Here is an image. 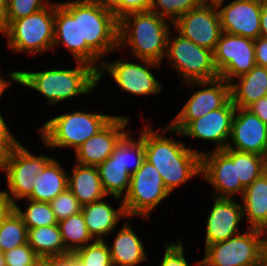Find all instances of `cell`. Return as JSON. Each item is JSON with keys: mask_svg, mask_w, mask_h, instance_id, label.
Instances as JSON below:
<instances>
[{"mask_svg": "<svg viewBox=\"0 0 267 266\" xmlns=\"http://www.w3.org/2000/svg\"><path fill=\"white\" fill-rule=\"evenodd\" d=\"M28 244L38 256H61L66 250L58 224L28 229Z\"/></svg>", "mask_w": 267, "mask_h": 266, "instance_id": "f1b7e54d", "label": "cell"}, {"mask_svg": "<svg viewBox=\"0 0 267 266\" xmlns=\"http://www.w3.org/2000/svg\"><path fill=\"white\" fill-rule=\"evenodd\" d=\"M205 0H152L150 10L174 23L180 16L201 5Z\"/></svg>", "mask_w": 267, "mask_h": 266, "instance_id": "d590c367", "label": "cell"}, {"mask_svg": "<svg viewBox=\"0 0 267 266\" xmlns=\"http://www.w3.org/2000/svg\"><path fill=\"white\" fill-rule=\"evenodd\" d=\"M165 254L162 258L160 266H190L184 257V246L181 240L177 243L168 245L165 242Z\"/></svg>", "mask_w": 267, "mask_h": 266, "instance_id": "ab89813d", "label": "cell"}, {"mask_svg": "<svg viewBox=\"0 0 267 266\" xmlns=\"http://www.w3.org/2000/svg\"><path fill=\"white\" fill-rule=\"evenodd\" d=\"M128 116H114L101 130L75 150L77 163L97 167L110 157L128 133Z\"/></svg>", "mask_w": 267, "mask_h": 266, "instance_id": "ac0fdd59", "label": "cell"}, {"mask_svg": "<svg viewBox=\"0 0 267 266\" xmlns=\"http://www.w3.org/2000/svg\"><path fill=\"white\" fill-rule=\"evenodd\" d=\"M59 44L67 48L76 61L89 64L97 71L100 69L101 65H97L100 58L86 44H80L79 0L55 3L53 48Z\"/></svg>", "mask_w": 267, "mask_h": 266, "instance_id": "5bb4252c", "label": "cell"}, {"mask_svg": "<svg viewBox=\"0 0 267 266\" xmlns=\"http://www.w3.org/2000/svg\"><path fill=\"white\" fill-rule=\"evenodd\" d=\"M28 243V228L14 209L0 226V246L5 252Z\"/></svg>", "mask_w": 267, "mask_h": 266, "instance_id": "1f68e13d", "label": "cell"}, {"mask_svg": "<svg viewBox=\"0 0 267 266\" xmlns=\"http://www.w3.org/2000/svg\"><path fill=\"white\" fill-rule=\"evenodd\" d=\"M5 77H1L0 75V97L4 93V91L10 86L11 81L4 79Z\"/></svg>", "mask_w": 267, "mask_h": 266, "instance_id": "f5cc1de1", "label": "cell"}, {"mask_svg": "<svg viewBox=\"0 0 267 266\" xmlns=\"http://www.w3.org/2000/svg\"><path fill=\"white\" fill-rule=\"evenodd\" d=\"M152 0H122L113 10L114 15L119 20L123 16L141 11H149Z\"/></svg>", "mask_w": 267, "mask_h": 266, "instance_id": "60d3db41", "label": "cell"}, {"mask_svg": "<svg viewBox=\"0 0 267 266\" xmlns=\"http://www.w3.org/2000/svg\"><path fill=\"white\" fill-rule=\"evenodd\" d=\"M75 69H49L40 72L12 71L11 81L45 96L49 105L74 96L93 93L98 83V72L89 64L76 61Z\"/></svg>", "mask_w": 267, "mask_h": 266, "instance_id": "7a4b0ae2", "label": "cell"}, {"mask_svg": "<svg viewBox=\"0 0 267 266\" xmlns=\"http://www.w3.org/2000/svg\"><path fill=\"white\" fill-rule=\"evenodd\" d=\"M173 23L155 12L141 11L119 19L118 49L131 46L136 59L162 63L167 52V40Z\"/></svg>", "mask_w": 267, "mask_h": 266, "instance_id": "3957f363", "label": "cell"}, {"mask_svg": "<svg viewBox=\"0 0 267 266\" xmlns=\"http://www.w3.org/2000/svg\"><path fill=\"white\" fill-rule=\"evenodd\" d=\"M201 175L214 187L216 198L233 199V195L243 196L245 187L237 182L236 163L223 150L201 152Z\"/></svg>", "mask_w": 267, "mask_h": 266, "instance_id": "d6986e66", "label": "cell"}, {"mask_svg": "<svg viewBox=\"0 0 267 266\" xmlns=\"http://www.w3.org/2000/svg\"><path fill=\"white\" fill-rule=\"evenodd\" d=\"M54 19L53 2L27 17L6 22L0 32L7 37L8 47L14 52L40 54L53 49Z\"/></svg>", "mask_w": 267, "mask_h": 266, "instance_id": "5b68a950", "label": "cell"}, {"mask_svg": "<svg viewBox=\"0 0 267 266\" xmlns=\"http://www.w3.org/2000/svg\"><path fill=\"white\" fill-rule=\"evenodd\" d=\"M255 63L267 68V39L258 37L254 40Z\"/></svg>", "mask_w": 267, "mask_h": 266, "instance_id": "7bdbcfd3", "label": "cell"}, {"mask_svg": "<svg viewBox=\"0 0 267 266\" xmlns=\"http://www.w3.org/2000/svg\"><path fill=\"white\" fill-rule=\"evenodd\" d=\"M50 4L49 0H8L6 22H13L38 12Z\"/></svg>", "mask_w": 267, "mask_h": 266, "instance_id": "74e56055", "label": "cell"}, {"mask_svg": "<svg viewBox=\"0 0 267 266\" xmlns=\"http://www.w3.org/2000/svg\"><path fill=\"white\" fill-rule=\"evenodd\" d=\"M227 148L263 156L267 152V125L247 108L235 109Z\"/></svg>", "mask_w": 267, "mask_h": 266, "instance_id": "ffe728a7", "label": "cell"}, {"mask_svg": "<svg viewBox=\"0 0 267 266\" xmlns=\"http://www.w3.org/2000/svg\"><path fill=\"white\" fill-rule=\"evenodd\" d=\"M243 218L250 228L267 232V178L262 174L245 188L242 196Z\"/></svg>", "mask_w": 267, "mask_h": 266, "instance_id": "484cf974", "label": "cell"}, {"mask_svg": "<svg viewBox=\"0 0 267 266\" xmlns=\"http://www.w3.org/2000/svg\"><path fill=\"white\" fill-rule=\"evenodd\" d=\"M264 235L267 232L248 228L243 234L210 244L197 266H261Z\"/></svg>", "mask_w": 267, "mask_h": 266, "instance_id": "52a82bcc", "label": "cell"}, {"mask_svg": "<svg viewBox=\"0 0 267 266\" xmlns=\"http://www.w3.org/2000/svg\"><path fill=\"white\" fill-rule=\"evenodd\" d=\"M68 189L82 206L107 197L95 166L73 165L72 174H68Z\"/></svg>", "mask_w": 267, "mask_h": 266, "instance_id": "cb8c5ba5", "label": "cell"}, {"mask_svg": "<svg viewBox=\"0 0 267 266\" xmlns=\"http://www.w3.org/2000/svg\"><path fill=\"white\" fill-rule=\"evenodd\" d=\"M247 109L256 114L267 125V96L260 98Z\"/></svg>", "mask_w": 267, "mask_h": 266, "instance_id": "f6af8a7d", "label": "cell"}, {"mask_svg": "<svg viewBox=\"0 0 267 266\" xmlns=\"http://www.w3.org/2000/svg\"><path fill=\"white\" fill-rule=\"evenodd\" d=\"M103 200L82 206V213L88 232L95 240H104L103 235L113 232L117 223L127 217L123 202H121L118 209H114L108 202Z\"/></svg>", "mask_w": 267, "mask_h": 266, "instance_id": "603a6c76", "label": "cell"}, {"mask_svg": "<svg viewBox=\"0 0 267 266\" xmlns=\"http://www.w3.org/2000/svg\"><path fill=\"white\" fill-rule=\"evenodd\" d=\"M6 266H30L38 257L28 243L4 252Z\"/></svg>", "mask_w": 267, "mask_h": 266, "instance_id": "f35d334b", "label": "cell"}, {"mask_svg": "<svg viewBox=\"0 0 267 266\" xmlns=\"http://www.w3.org/2000/svg\"><path fill=\"white\" fill-rule=\"evenodd\" d=\"M214 206L206 221V246L225 241L240 233L243 207L233 199L214 197Z\"/></svg>", "mask_w": 267, "mask_h": 266, "instance_id": "44dd1931", "label": "cell"}, {"mask_svg": "<svg viewBox=\"0 0 267 266\" xmlns=\"http://www.w3.org/2000/svg\"><path fill=\"white\" fill-rule=\"evenodd\" d=\"M14 209L15 204L0 191V226Z\"/></svg>", "mask_w": 267, "mask_h": 266, "instance_id": "bcb514c9", "label": "cell"}, {"mask_svg": "<svg viewBox=\"0 0 267 266\" xmlns=\"http://www.w3.org/2000/svg\"><path fill=\"white\" fill-rule=\"evenodd\" d=\"M57 224L63 244L69 253H74L94 241L88 232L82 211L58 221Z\"/></svg>", "mask_w": 267, "mask_h": 266, "instance_id": "f546056e", "label": "cell"}, {"mask_svg": "<svg viewBox=\"0 0 267 266\" xmlns=\"http://www.w3.org/2000/svg\"><path fill=\"white\" fill-rule=\"evenodd\" d=\"M213 59L219 77L230 83L256 65L254 40L222 32Z\"/></svg>", "mask_w": 267, "mask_h": 266, "instance_id": "7c38bea8", "label": "cell"}, {"mask_svg": "<svg viewBox=\"0 0 267 266\" xmlns=\"http://www.w3.org/2000/svg\"><path fill=\"white\" fill-rule=\"evenodd\" d=\"M223 151L236 163L237 182L245 188L263 174V156L229 148Z\"/></svg>", "mask_w": 267, "mask_h": 266, "instance_id": "4dcf8cb0", "label": "cell"}, {"mask_svg": "<svg viewBox=\"0 0 267 266\" xmlns=\"http://www.w3.org/2000/svg\"><path fill=\"white\" fill-rule=\"evenodd\" d=\"M185 86L201 87L196 90L183 106L178 115L168 125L178 131H182L192 120L198 119L221 108L230 98V83L223 78L207 81H195L184 83ZM196 85V86H195ZM204 88H203V87Z\"/></svg>", "mask_w": 267, "mask_h": 266, "instance_id": "4fadbf2b", "label": "cell"}, {"mask_svg": "<svg viewBox=\"0 0 267 266\" xmlns=\"http://www.w3.org/2000/svg\"><path fill=\"white\" fill-rule=\"evenodd\" d=\"M58 160L53 159L38 173L32 193L26 198L50 203L57 195L68 188V174Z\"/></svg>", "mask_w": 267, "mask_h": 266, "instance_id": "83f0119b", "label": "cell"}, {"mask_svg": "<svg viewBox=\"0 0 267 266\" xmlns=\"http://www.w3.org/2000/svg\"><path fill=\"white\" fill-rule=\"evenodd\" d=\"M170 195L159 171L146 159L142 166L131 174L127 195L122 198L127 218L150 217L152 210Z\"/></svg>", "mask_w": 267, "mask_h": 266, "instance_id": "9c48e42d", "label": "cell"}, {"mask_svg": "<svg viewBox=\"0 0 267 266\" xmlns=\"http://www.w3.org/2000/svg\"><path fill=\"white\" fill-rule=\"evenodd\" d=\"M49 266H82L73 253L61 256H49Z\"/></svg>", "mask_w": 267, "mask_h": 266, "instance_id": "ee69618b", "label": "cell"}, {"mask_svg": "<svg viewBox=\"0 0 267 266\" xmlns=\"http://www.w3.org/2000/svg\"><path fill=\"white\" fill-rule=\"evenodd\" d=\"M114 116L75 111L50 118L39 127L47 147H70L74 151L101 130Z\"/></svg>", "mask_w": 267, "mask_h": 266, "instance_id": "277c9868", "label": "cell"}, {"mask_svg": "<svg viewBox=\"0 0 267 266\" xmlns=\"http://www.w3.org/2000/svg\"><path fill=\"white\" fill-rule=\"evenodd\" d=\"M98 4H100L105 9L113 11L122 0H95Z\"/></svg>", "mask_w": 267, "mask_h": 266, "instance_id": "681fc988", "label": "cell"}, {"mask_svg": "<svg viewBox=\"0 0 267 266\" xmlns=\"http://www.w3.org/2000/svg\"><path fill=\"white\" fill-rule=\"evenodd\" d=\"M237 81V82H236ZM231 100L237 108H248L267 96V68L255 65L249 72L230 82Z\"/></svg>", "mask_w": 267, "mask_h": 266, "instance_id": "7402d4cb", "label": "cell"}, {"mask_svg": "<svg viewBox=\"0 0 267 266\" xmlns=\"http://www.w3.org/2000/svg\"><path fill=\"white\" fill-rule=\"evenodd\" d=\"M8 0H0V30L6 25Z\"/></svg>", "mask_w": 267, "mask_h": 266, "instance_id": "c3c4849f", "label": "cell"}, {"mask_svg": "<svg viewBox=\"0 0 267 266\" xmlns=\"http://www.w3.org/2000/svg\"><path fill=\"white\" fill-rule=\"evenodd\" d=\"M50 205L57 221L82 211V205L68 188L57 195Z\"/></svg>", "mask_w": 267, "mask_h": 266, "instance_id": "8d00e7d4", "label": "cell"}, {"mask_svg": "<svg viewBox=\"0 0 267 266\" xmlns=\"http://www.w3.org/2000/svg\"><path fill=\"white\" fill-rule=\"evenodd\" d=\"M53 158L33 155L19 143L3 158V171L6 173L8 190L2 191L14 204L16 200L27 198L34 188V181Z\"/></svg>", "mask_w": 267, "mask_h": 266, "instance_id": "30bf717a", "label": "cell"}, {"mask_svg": "<svg viewBox=\"0 0 267 266\" xmlns=\"http://www.w3.org/2000/svg\"><path fill=\"white\" fill-rule=\"evenodd\" d=\"M128 133L121 140V164L126 170L133 174L141 166L145 160L144 140L139 136V140L135 141ZM134 161L132 163V161Z\"/></svg>", "mask_w": 267, "mask_h": 266, "instance_id": "e575fe53", "label": "cell"}, {"mask_svg": "<svg viewBox=\"0 0 267 266\" xmlns=\"http://www.w3.org/2000/svg\"><path fill=\"white\" fill-rule=\"evenodd\" d=\"M73 254L82 266H113L109 244L105 240L94 239Z\"/></svg>", "mask_w": 267, "mask_h": 266, "instance_id": "836d02e7", "label": "cell"}, {"mask_svg": "<svg viewBox=\"0 0 267 266\" xmlns=\"http://www.w3.org/2000/svg\"><path fill=\"white\" fill-rule=\"evenodd\" d=\"M143 128L140 137L144 140L145 159L159 171L170 193L193 177L201 176V152L160 135L161 128L159 131L151 125Z\"/></svg>", "mask_w": 267, "mask_h": 266, "instance_id": "6da1fadb", "label": "cell"}, {"mask_svg": "<svg viewBox=\"0 0 267 266\" xmlns=\"http://www.w3.org/2000/svg\"><path fill=\"white\" fill-rule=\"evenodd\" d=\"M260 36L267 39V1L263 4L260 18Z\"/></svg>", "mask_w": 267, "mask_h": 266, "instance_id": "7dc6e473", "label": "cell"}, {"mask_svg": "<svg viewBox=\"0 0 267 266\" xmlns=\"http://www.w3.org/2000/svg\"><path fill=\"white\" fill-rule=\"evenodd\" d=\"M30 266H49V256L48 257L38 256Z\"/></svg>", "mask_w": 267, "mask_h": 266, "instance_id": "f907efd6", "label": "cell"}, {"mask_svg": "<svg viewBox=\"0 0 267 266\" xmlns=\"http://www.w3.org/2000/svg\"><path fill=\"white\" fill-rule=\"evenodd\" d=\"M0 266H6L4 252L0 251Z\"/></svg>", "mask_w": 267, "mask_h": 266, "instance_id": "11a10c76", "label": "cell"}, {"mask_svg": "<svg viewBox=\"0 0 267 266\" xmlns=\"http://www.w3.org/2000/svg\"><path fill=\"white\" fill-rule=\"evenodd\" d=\"M141 63L123 62L117 59L114 62L102 60L98 72V83L106 72L118 84L121 90L137 96L158 94L162 90V84L150 71L151 67H160V63L138 59Z\"/></svg>", "mask_w": 267, "mask_h": 266, "instance_id": "8fae6325", "label": "cell"}, {"mask_svg": "<svg viewBox=\"0 0 267 266\" xmlns=\"http://www.w3.org/2000/svg\"><path fill=\"white\" fill-rule=\"evenodd\" d=\"M213 1L219 13L222 32L253 40L260 37L261 10L267 0H233L226 6H223L225 0Z\"/></svg>", "mask_w": 267, "mask_h": 266, "instance_id": "e0dca14e", "label": "cell"}, {"mask_svg": "<svg viewBox=\"0 0 267 266\" xmlns=\"http://www.w3.org/2000/svg\"><path fill=\"white\" fill-rule=\"evenodd\" d=\"M261 266H267V235L265 236V240L262 247Z\"/></svg>", "mask_w": 267, "mask_h": 266, "instance_id": "816d5d0a", "label": "cell"}, {"mask_svg": "<svg viewBox=\"0 0 267 266\" xmlns=\"http://www.w3.org/2000/svg\"><path fill=\"white\" fill-rule=\"evenodd\" d=\"M263 174L267 178V152L263 155Z\"/></svg>", "mask_w": 267, "mask_h": 266, "instance_id": "db71d44e", "label": "cell"}, {"mask_svg": "<svg viewBox=\"0 0 267 266\" xmlns=\"http://www.w3.org/2000/svg\"><path fill=\"white\" fill-rule=\"evenodd\" d=\"M3 158H4V154L0 151V170L3 169Z\"/></svg>", "mask_w": 267, "mask_h": 266, "instance_id": "9f6ffc18", "label": "cell"}, {"mask_svg": "<svg viewBox=\"0 0 267 266\" xmlns=\"http://www.w3.org/2000/svg\"><path fill=\"white\" fill-rule=\"evenodd\" d=\"M101 184L107 196L114 200L127 195L130 187L131 174L121 164V141L115 147L113 154L97 166Z\"/></svg>", "mask_w": 267, "mask_h": 266, "instance_id": "4316f807", "label": "cell"}, {"mask_svg": "<svg viewBox=\"0 0 267 266\" xmlns=\"http://www.w3.org/2000/svg\"><path fill=\"white\" fill-rule=\"evenodd\" d=\"M112 245L109 249L113 266H136L148 260L144 244L131 229L128 221L118 231Z\"/></svg>", "mask_w": 267, "mask_h": 266, "instance_id": "d4e9b609", "label": "cell"}, {"mask_svg": "<svg viewBox=\"0 0 267 266\" xmlns=\"http://www.w3.org/2000/svg\"><path fill=\"white\" fill-rule=\"evenodd\" d=\"M178 34L198 46L214 51L222 33L220 17L214 1H204L180 16L172 25Z\"/></svg>", "mask_w": 267, "mask_h": 266, "instance_id": "9a60e30c", "label": "cell"}, {"mask_svg": "<svg viewBox=\"0 0 267 266\" xmlns=\"http://www.w3.org/2000/svg\"><path fill=\"white\" fill-rule=\"evenodd\" d=\"M119 20L113 11L95 0H79L80 44H86L100 59L118 49Z\"/></svg>", "mask_w": 267, "mask_h": 266, "instance_id": "8992f818", "label": "cell"}, {"mask_svg": "<svg viewBox=\"0 0 267 266\" xmlns=\"http://www.w3.org/2000/svg\"><path fill=\"white\" fill-rule=\"evenodd\" d=\"M20 142L8 129L3 115L0 112V151L5 155L13 150Z\"/></svg>", "mask_w": 267, "mask_h": 266, "instance_id": "b9f144b4", "label": "cell"}, {"mask_svg": "<svg viewBox=\"0 0 267 266\" xmlns=\"http://www.w3.org/2000/svg\"><path fill=\"white\" fill-rule=\"evenodd\" d=\"M171 34L172 30L168 36L165 57L180 75L181 82L207 81L219 77L214 65L213 51L198 46L180 34L172 39Z\"/></svg>", "mask_w": 267, "mask_h": 266, "instance_id": "ba28073f", "label": "cell"}, {"mask_svg": "<svg viewBox=\"0 0 267 266\" xmlns=\"http://www.w3.org/2000/svg\"><path fill=\"white\" fill-rule=\"evenodd\" d=\"M235 109L236 107L230 98L221 108L192 120L181 132L171 128L168 124L161 131L162 133L171 131L180 136L214 142L216 143L214 150H224L228 145Z\"/></svg>", "mask_w": 267, "mask_h": 266, "instance_id": "2e32d148", "label": "cell"}, {"mask_svg": "<svg viewBox=\"0 0 267 266\" xmlns=\"http://www.w3.org/2000/svg\"><path fill=\"white\" fill-rule=\"evenodd\" d=\"M26 201V203L29 205L24 212H22L17 203L15 204V210L21 216L28 229L54 225L58 223L50 203L33 201L30 199H26Z\"/></svg>", "mask_w": 267, "mask_h": 266, "instance_id": "d6a6232c", "label": "cell"}]
</instances>
